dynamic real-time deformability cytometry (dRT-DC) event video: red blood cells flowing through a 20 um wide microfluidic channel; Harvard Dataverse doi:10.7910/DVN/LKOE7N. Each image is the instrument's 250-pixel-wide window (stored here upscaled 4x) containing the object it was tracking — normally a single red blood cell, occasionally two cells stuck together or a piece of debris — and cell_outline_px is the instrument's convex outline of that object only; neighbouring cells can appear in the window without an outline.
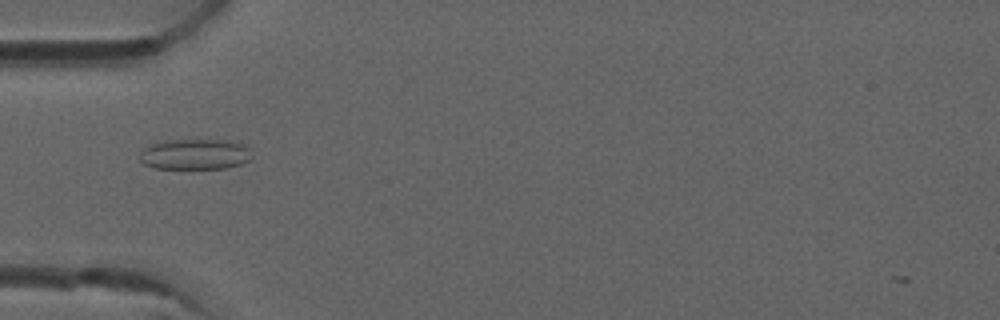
{"species": "common noctule bat (a hibernating species)", "species_latin": "Nyctalus noctula", "temperature_condition": "room temperature", "stored_images_in_passage": 38, "camera_frame_rate_fps": 3000, "um_per_image_px": 0.085, "animal": {"sex": "male", "forearm_length_mm": 52.5}, "frame": {"image": 1, "passage_image": 3, "time_ms": 0.667, "image_size_px": [1000, 320], "cell_outline_px": [[252, 156], [248, 160], [240, 164], [224, 168], [156, 168], [144, 164], [140, 160], [140, 152], [144, 148], [152, 144], [164, 140], [240, 140], [248, 148]], "centroid_in_image_um": [16.6, 13.09], "position_along_channel_um": 68.4, "area_um2": 20.06}}
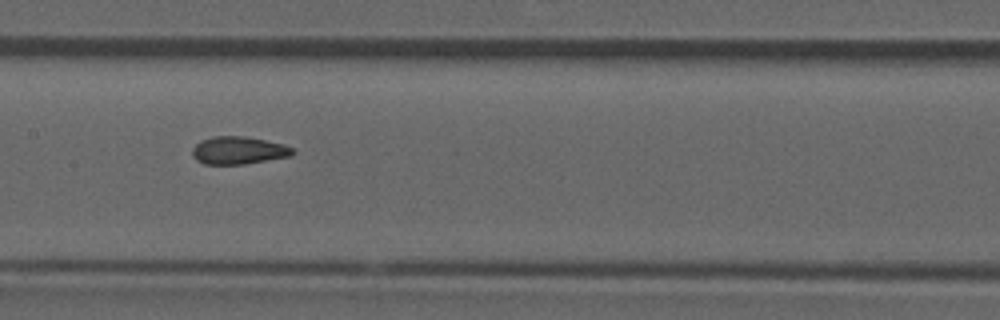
{"frame": {"image": 2, "passage_image": 12, "time_ms": 3.667, "image_size_px": [1000, 320], "cell_outline_px": [[296, 152], [292, 156], [244, 164], [204, 164], [196, 160], [192, 156], [192, 148], [200, 140], [212, 136], [244, 136], [284, 144], [292, 148]], "centroid_in_image_um": [20.26, 12.78], "position_along_channel_um": 187.1, "area_um2": 16.3}}
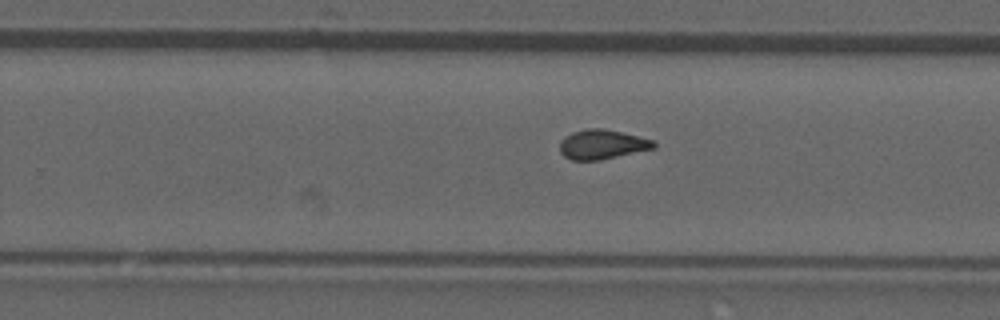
{"frame": {"image": 3, "passage_image": 19, "time_ms": 6.0, "image_size_px": [1000, 320], "cell_outline_px": [[656, 148], [600, 160], [572, 160], [564, 156], [560, 152], [560, 140], [564, 136], [572, 132], [584, 128], [604, 128], [652, 140], [656, 144]], "centroid_in_image_um": [51.14, 12.27], "position_along_channel_um": 278.7, "area_um2": 16.18}, "authors_computed_cell_mechanics": {"area_um2": 16.1551, "velocity_mm_per_s": 3.9411, "shape_relaxation_time_tau1_ms": null, "shape_relaxation_time_tau2_ms": 1.5822, "deformation_change_tau1": null, "deformation_change_tau2": 0.0766}}